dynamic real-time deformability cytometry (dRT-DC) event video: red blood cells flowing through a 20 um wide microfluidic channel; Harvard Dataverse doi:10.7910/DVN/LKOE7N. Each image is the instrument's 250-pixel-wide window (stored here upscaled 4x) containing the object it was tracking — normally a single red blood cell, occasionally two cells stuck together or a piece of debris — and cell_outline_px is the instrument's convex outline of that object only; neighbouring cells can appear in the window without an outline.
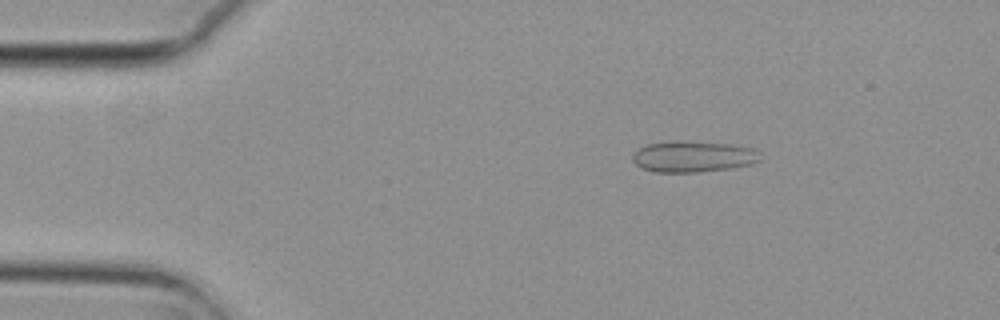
{"species": "common noctule bat (a hibernating species)", "species_latin": "Nyctalus noctula", "temperature_condition": "cold", "stored_images_in_passage": 5, "camera_frame_rate_fps": 3000, "um_per_image_px": 0.085, "animal": {"sex": "female", "body_mass_g": 29.2, "forearm_length_mm": 56.3}, "frame": {"image": 1, "passage_image": 3, "time_ms": 0.667, "image_size_px": [1000, 320], "cell_outline_px": [[764, 160], [752, 164], [728, 168], [700, 172], [656, 172], [644, 168], [636, 164], [632, 160], [632, 156], [640, 148], [648, 144], [668, 140], [680, 140], [728, 144], [756, 148]], "centroid_in_image_um": [58.97, 13.29], "position_along_channel_um": 26.0, "area_um2": 23.35}}